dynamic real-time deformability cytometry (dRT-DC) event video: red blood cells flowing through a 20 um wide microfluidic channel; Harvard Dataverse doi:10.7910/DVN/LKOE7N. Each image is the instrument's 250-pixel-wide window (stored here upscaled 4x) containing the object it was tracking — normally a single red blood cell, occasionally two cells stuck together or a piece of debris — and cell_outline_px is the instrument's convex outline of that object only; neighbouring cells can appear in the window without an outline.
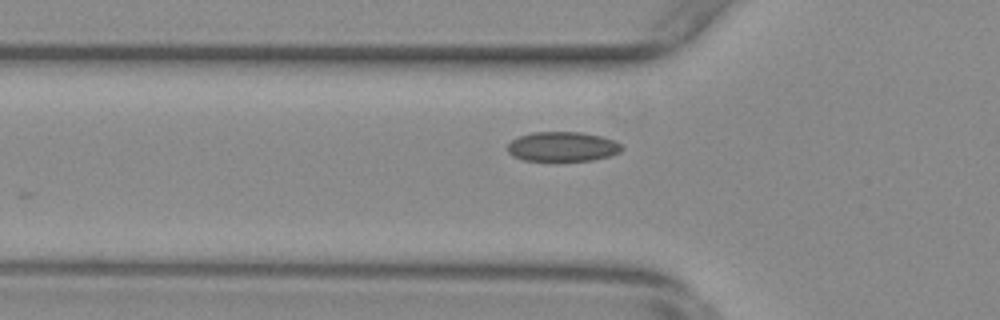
{"species": "common noctule bat (a hibernating species)", "species_latin": "Nyctalus noctula", "temperature_condition": "warm", "stored_images_in_passage": 15, "camera_frame_rate_fps": 3000, "um_per_image_px": 0.085, "animal": {"sex": "female", "body_mass_g": 29.2, "forearm_length_mm": 56.3}, "frame": {"image": 1, "passage_image": 3, "time_ms": 0.667, "image_size_px": [1000, 320], "cell_outline_px": [[624, 148], [620, 152], [612, 156], [592, 160], [524, 160], [512, 156], [508, 152], [508, 144], [512, 140], [520, 136], [532, 132], [580, 132], [600, 136], [616, 140], [624, 144]], "centroid_in_image_um": [47.88, 12.46], "position_along_channel_um": 77.9, "area_um2": 19.83}}
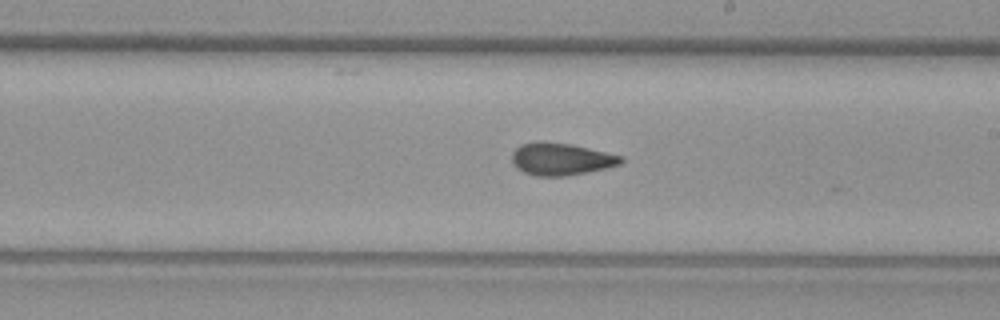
{"frame": {"image": 2, "passage_image": 11, "time_ms": 3.333, "image_size_px": [1000, 320], "cell_outline_px": [[624, 160], [620, 164], [588, 172], [564, 176], [536, 176], [524, 172], [516, 168], [512, 164], [512, 152], [520, 144], [572, 144], [624, 156]], "centroid_in_image_um": [47.71, 13.56], "position_along_channel_um": 241.3, "area_um2": 20.0}}
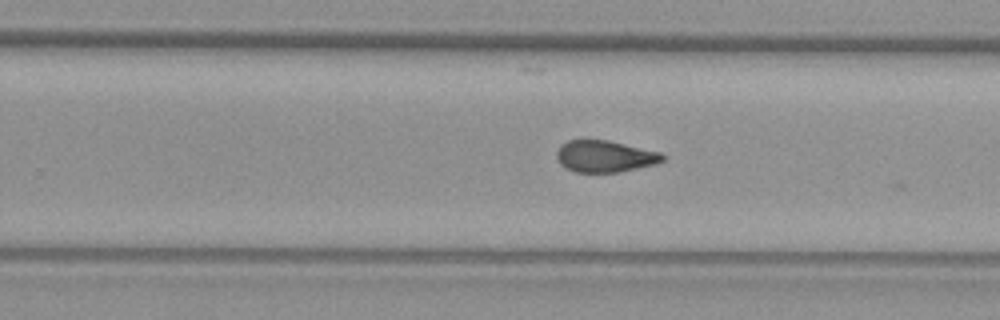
{"frame": {"image": 3, "passage_image": 14, "time_ms": 4.333, "image_size_px": [1000, 320], "cell_outline_px": [[664, 160], [656, 164], [620, 172], [576, 172], [560, 164], [556, 156], [556, 152], [560, 144], [568, 140], [608, 140], [660, 152], [664, 156]], "centroid_in_image_um": [51.4, 13.28], "position_along_channel_um": 278.4, "area_um2": 19.54}}